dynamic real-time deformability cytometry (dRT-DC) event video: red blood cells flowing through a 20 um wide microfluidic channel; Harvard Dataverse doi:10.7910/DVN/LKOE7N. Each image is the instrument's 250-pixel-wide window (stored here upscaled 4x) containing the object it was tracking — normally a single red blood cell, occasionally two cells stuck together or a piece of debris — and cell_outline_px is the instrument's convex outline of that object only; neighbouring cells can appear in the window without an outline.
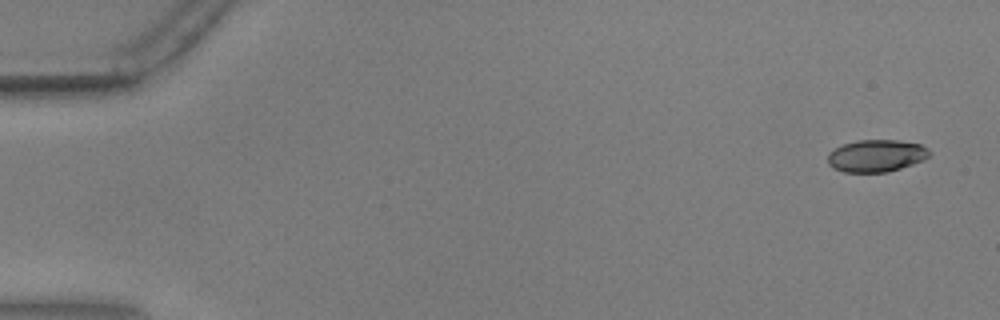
{"species": "common noctule bat (a hibernating species)", "species_latin": "Nyctalus noctula", "temperature_condition": "warm", "stored_images_in_passage": 15, "camera_frame_rate_fps": 3000, "um_per_image_px": 0.085, "animal": {"sex": "male", "body_mass_g": 17.9, "forearm_length_mm": 54.2}, "frame": {"image": 1, "passage_image": 3, "time_ms": 0.667, "image_size_px": [1000, 320], "cell_outline_px": [[932, 152], [924, 160], [888, 172], [844, 172], [832, 168], [828, 164], [828, 152], [844, 144], [860, 140], [896, 140], [920, 144], [928, 148]], "centroid_in_image_um": [74.49, 13.24], "position_along_channel_um": 10.5, "area_um2": 19.07}}